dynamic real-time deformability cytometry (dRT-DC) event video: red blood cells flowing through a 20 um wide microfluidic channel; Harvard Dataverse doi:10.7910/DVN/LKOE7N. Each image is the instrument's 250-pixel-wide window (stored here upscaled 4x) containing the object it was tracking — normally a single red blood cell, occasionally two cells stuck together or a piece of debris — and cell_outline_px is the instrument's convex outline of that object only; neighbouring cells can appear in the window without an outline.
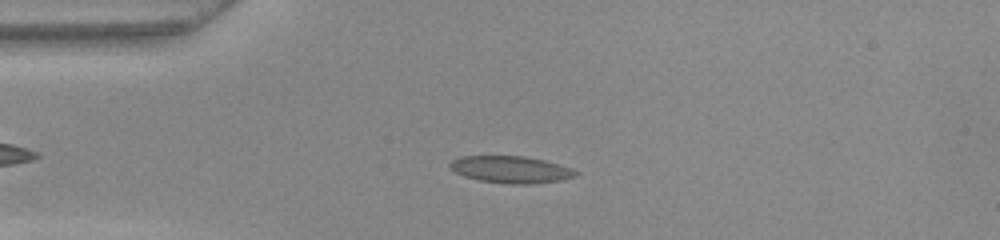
{"species": "common noctule bat (a hibernating species)", "species_latin": "Nyctalus noctula", "temperature_condition": "warm", "stored_images_in_passage": 52, "camera_frame_rate_fps": 3000, "um_per_image_px": 0.085, "animal": {"sex": "female", "body_mass_g": 22.0, "forearm_length_mm": 56.7}, "frame": {"image": 1, "passage_image": 13, "time_ms": 4.0, "image_size_px": [1000, 240], "cell_outline_px": [[580, 172], [576, 176], [560, 180], [532, 184], [508, 184], [480, 180], [464, 176], [448, 168], [448, 164], [452, 160], [460, 156], [524, 156], [544, 160]], "centroid_in_image_um": [43.37, 14.41], "position_along_channel_um": 41.6, "area_um2": 19.65}}
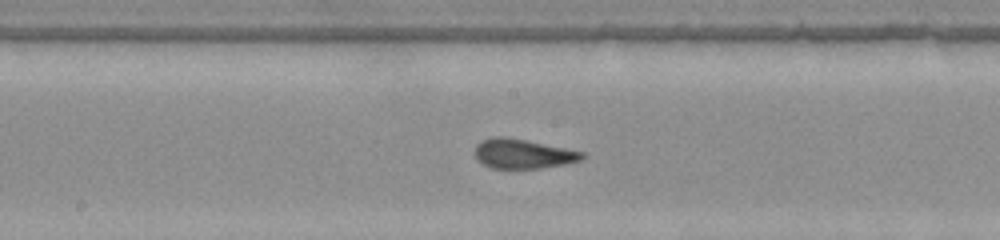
{"frame": {"image": 2, "passage_image": 27, "time_ms": 8.667, "image_size_px": [1000, 240], "cell_outline_px": [[584, 156], [580, 160], [564, 164], [540, 168], [492, 168], [476, 160], [476, 144], [480, 140], [492, 136], [504, 136], [584, 152]], "centroid_in_image_um": [44.39, 13.06], "position_along_channel_um": 203.8, "area_um2": 18.21}}
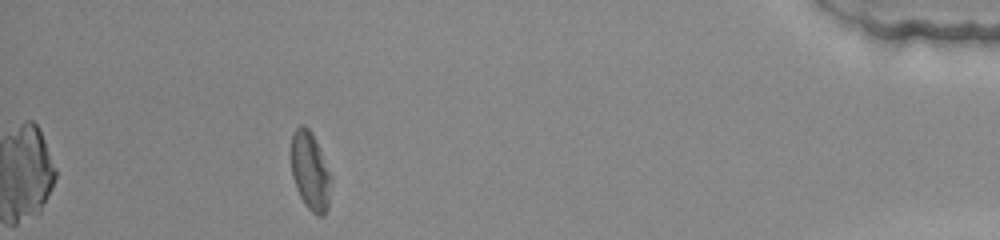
{"frame": {"image": 3, "passage_image": 47, "time_ms": 15.333, "image_size_px": [1000, 240], "cell_outline_px": [[328, 208], [324, 216], [316, 216], [304, 204], [296, 188], [292, 176], [292, 136], [296, 128], [300, 124], [304, 124], [312, 132], [328, 172]], "centroid_in_image_um": [26.32, 14.56], "position_along_channel_um": 408.9, "area_um2": 17.4}, "authors_computed_cell_mechanics": {"area_um2": 19.1896, "velocity_mm_per_s": 3.9472, "shape_relaxation_time_tau1_ms": null, "shape_relaxation_time_tau2_ms": 1.0932, "deformation_change_tau1": null, "deformation_change_tau2": 0.0688}}